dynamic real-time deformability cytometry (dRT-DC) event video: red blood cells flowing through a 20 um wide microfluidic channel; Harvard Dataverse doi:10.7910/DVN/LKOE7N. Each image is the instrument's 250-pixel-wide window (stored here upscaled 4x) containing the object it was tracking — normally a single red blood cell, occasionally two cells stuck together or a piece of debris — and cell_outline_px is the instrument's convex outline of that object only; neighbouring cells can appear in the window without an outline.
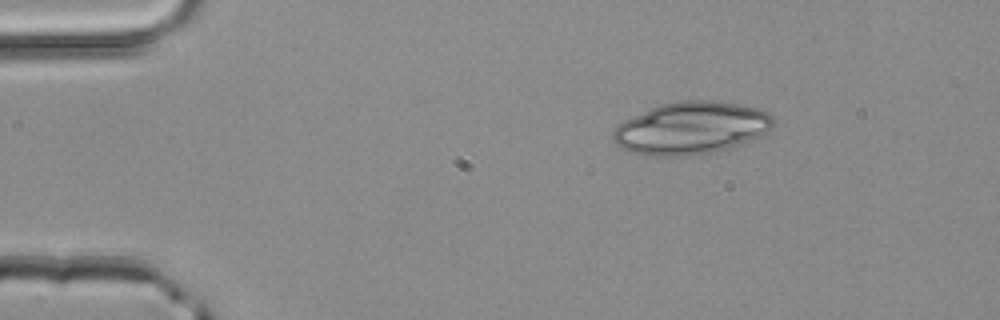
{"species": "common noctule bat (a hibernating species)", "species_latin": "Nyctalus noctula", "temperature_condition": "room temperature", "stored_images_in_passage": 3, "camera_frame_rate_fps": 3000, "um_per_image_px": 0.085, "animal": {"sex": "male", "body_mass_g": 20.4}, "frame": {"image": 1, "passage_image": 3, "time_ms": 0.667, "image_size_px": [1000, 320], "cell_outline_px": [[776, 120], [772, 128], [760, 136], [712, 152], [692, 156], [644, 156], [632, 152], [616, 144], [612, 140], [612, 132], [624, 120], [660, 104], [680, 100], [708, 100], [736, 104], [756, 108], [768, 112]], "centroid_in_image_um": [58.72, 10.88], "position_along_channel_um": 26.3, "area_um2": 48.67}}